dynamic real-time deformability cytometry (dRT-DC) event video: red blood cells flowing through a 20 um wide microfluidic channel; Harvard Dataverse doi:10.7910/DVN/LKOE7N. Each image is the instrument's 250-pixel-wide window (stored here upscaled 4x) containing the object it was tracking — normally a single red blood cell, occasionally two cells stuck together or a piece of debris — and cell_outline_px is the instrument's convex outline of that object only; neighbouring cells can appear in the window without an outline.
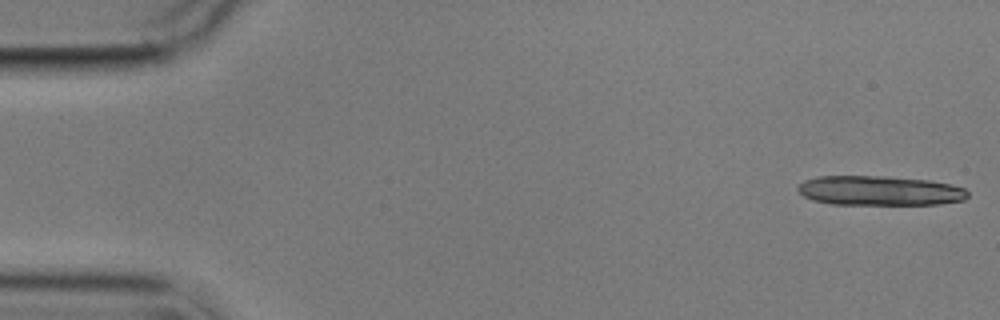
{"species": "common noctule bat (a hibernating species)", "species_latin": "Nyctalus noctula", "temperature_condition": "cold", "stored_images_in_passage": 8, "camera_frame_rate_fps": 3000, "um_per_image_px": 0.085, "animal": {"sex": "male", "body_mass_g": 17.9}, "frame": {"image": 1, "passage_image": 1, "time_ms": 0.0, "image_size_px": [1000, 320], "cell_outline_px": [[968, 196], [964, 200], [940, 204], [832, 204], [812, 200], [804, 196], [796, 188], [804, 180], [820, 176], [888, 176], [928, 180], [948, 184], [964, 188], [968, 192]], "centroid_in_image_um": [74.76, 16.2], "position_along_channel_um": 10.2, "area_um2": 29.25}}
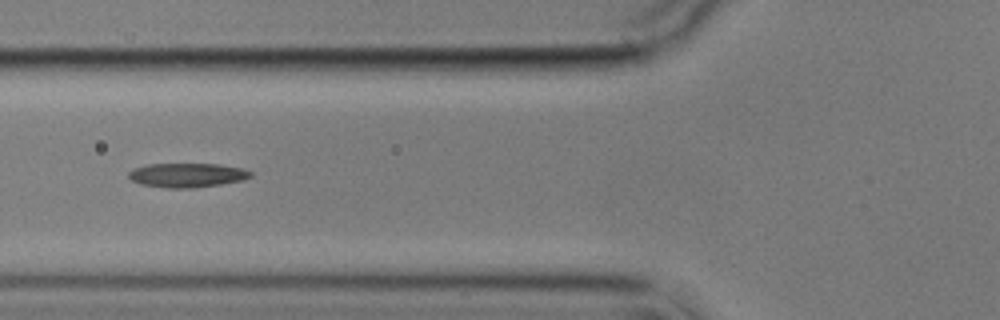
{"frame": {"image": 2, "passage_image": 7, "time_ms": 6.667, "image_size_px": [1000, 320], "cell_outline_px": [[252, 176], [244, 180], [220, 184], [192, 188], [164, 188], [140, 184], [132, 180], [128, 176], [128, 172], [132, 168], [148, 164], [216, 164], [244, 168], [252, 172]], "centroid_in_image_um": [15.9, 14.89], "position_along_channel_um": 109.9, "area_um2": 17.34}}
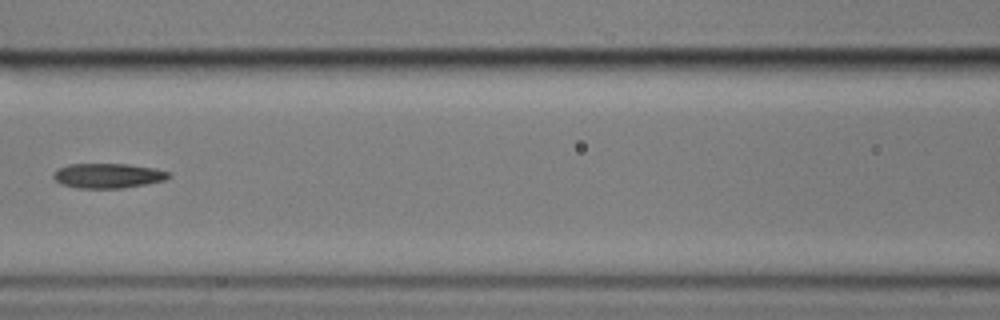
{"frame": {"image": 3, "passage_image": 8, "time_ms": 8.0, "image_size_px": [1000, 320], "cell_outline_px": [[172, 176], [164, 180], [124, 188], [76, 188], [60, 184], [52, 176], [56, 168], [68, 164], [128, 164], [156, 168], [172, 172]], "centroid_in_image_um": [9.18, 14.93], "position_along_channel_um": 157.4, "area_um2": 16.88}}